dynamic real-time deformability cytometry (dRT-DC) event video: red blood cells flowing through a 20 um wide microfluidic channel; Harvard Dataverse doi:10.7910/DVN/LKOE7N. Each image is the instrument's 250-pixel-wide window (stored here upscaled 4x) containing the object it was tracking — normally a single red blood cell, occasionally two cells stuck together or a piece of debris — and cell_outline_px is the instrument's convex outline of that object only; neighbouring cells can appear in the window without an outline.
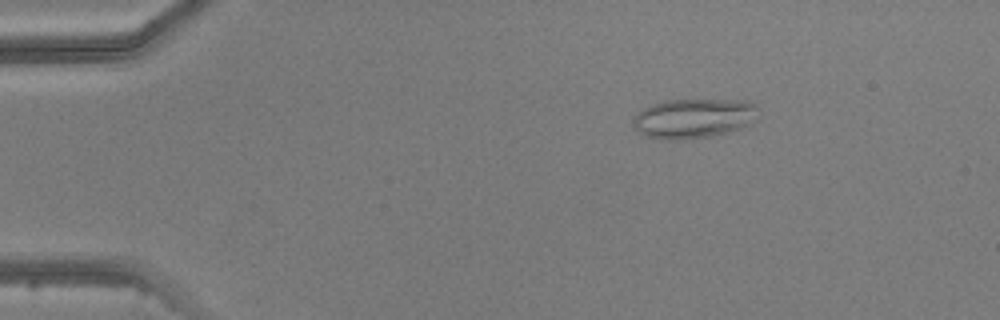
{"species": "common noctule bat (a hibernating species)", "species_latin": "Nyctalus noctula", "temperature_condition": "warm", "stored_images_in_passage": 3, "camera_frame_rate_fps": 3000, "um_per_image_px": 0.085, "animal": {"sex": "male", "body_mass_g": 20.5, "forearm_length_mm": 52.5}, "frame": {"image": 1, "passage_image": 2, "time_ms": 2.0, "image_size_px": [1000, 320], "cell_outline_px": [[760, 108], [748, 124], [712, 136], [672, 140], [668, 140], [648, 136], [640, 132], [632, 124], [632, 120], [644, 108], [652, 104], [668, 100], [748, 100], [756, 104]], "centroid_in_image_um": [58.95, 10.04], "position_along_channel_um": 26.0, "area_um2": 28.32}}